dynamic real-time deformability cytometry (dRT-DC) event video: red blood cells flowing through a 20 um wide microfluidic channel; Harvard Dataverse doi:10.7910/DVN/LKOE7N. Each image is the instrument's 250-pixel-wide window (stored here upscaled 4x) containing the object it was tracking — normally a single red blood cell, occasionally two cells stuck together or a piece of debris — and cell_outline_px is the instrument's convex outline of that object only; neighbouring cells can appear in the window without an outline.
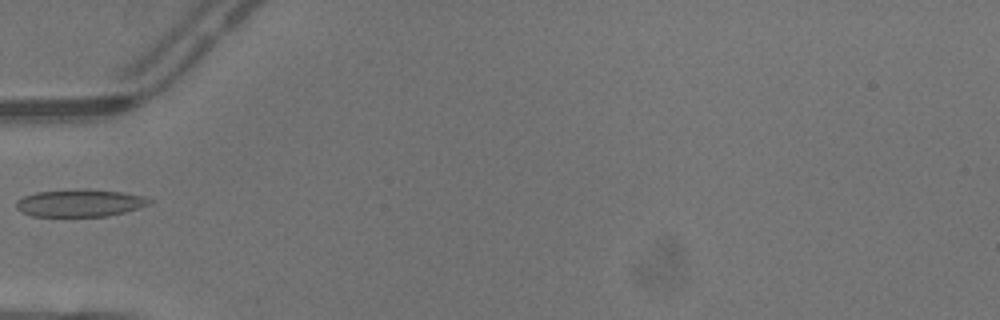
{"species": "common noctule bat (a hibernating species)", "species_latin": "Nyctalus noctula", "temperature_condition": "warm", "stored_images_in_passage": 5, "camera_frame_rate_fps": 3000, "um_per_image_px": 0.085, "animal": {"sex": "male", "body_mass_g": 13.3}, "frame": {"image": 1, "passage_image": 5, "time_ms": 1.333, "image_size_px": [1000, 320], "cell_outline_px": [[152, 204], [140, 208], [108, 216], [32, 216], [20, 212], [16, 208], [16, 200], [24, 196], [36, 192], [76, 188], [84, 188], [124, 192], [140, 196], [152, 200]], "centroid_in_image_um": [6.78, 17.24], "position_along_channel_um": 78.2, "area_um2": 21.56}}